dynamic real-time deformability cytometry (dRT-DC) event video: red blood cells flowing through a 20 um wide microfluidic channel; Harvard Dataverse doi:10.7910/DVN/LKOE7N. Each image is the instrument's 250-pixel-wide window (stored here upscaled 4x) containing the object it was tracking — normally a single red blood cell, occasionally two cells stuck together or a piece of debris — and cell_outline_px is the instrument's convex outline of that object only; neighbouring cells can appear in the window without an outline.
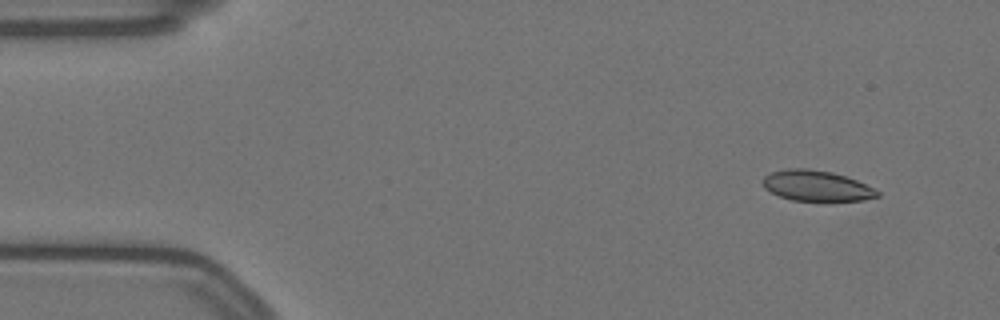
{"species": "Egyptian fruit bat (a non-hibernating species)", "species_latin": "Rousettus aegyptiacus", "temperature_condition": "warm", "stored_images_in_passage": 57, "camera_frame_rate_fps": 3000, "um_per_image_px": 0.085, "animal": {"sex": "female"}, "frame": {"image": 1, "passage_image": 5, "time_ms": 1.333, "image_size_px": [1000, 320], "cell_outline_px": [[880, 196], [864, 200], [792, 200], [780, 196], [764, 188], [760, 180], [764, 176], [772, 172], [788, 168], [808, 168], [832, 172], [856, 180], [880, 192]], "centroid_in_image_um": [69.36, 15.78], "position_along_channel_um": 15.6, "area_um2": 20.23}}
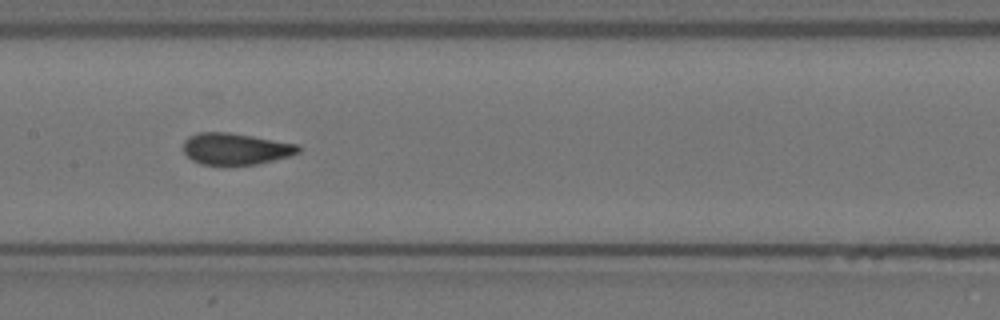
{"frame": {"image": 2, "passage_image": 28, "time_ms": 9.0, "image_size_px": [1000, 320], "cell_outline_px": [[300, 152], [288, 156], [256, 164], [228, 168], [220, 168], [200, 164], [192, 160], [184, 152], [184, 140], [188, 136], [200, 132], [228, 132], [300, 144]], "centroid_in_image_um": [19.99, 12.69], "position_along_channel_um": 187.4, "area_um2": 21.91}}
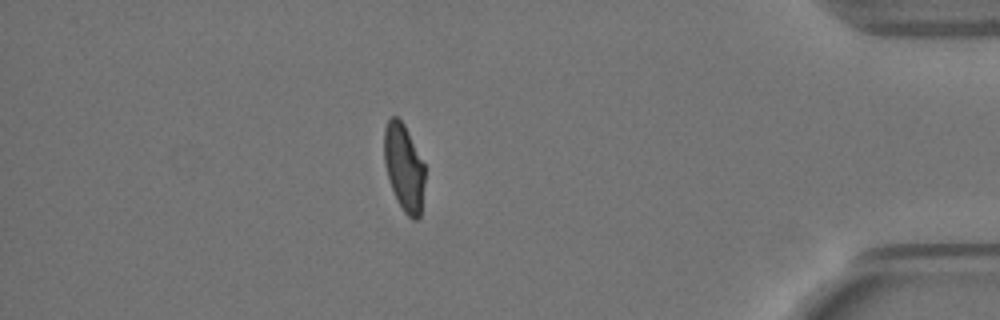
{"frame": {"image": 3, "passage_image": 50, "time_ms": 16.333, "image_size_px": [1000, 320], "cell_outline_px": [[424, 184], [420, 216], [416, 220], [412, 220], [404, 212], [396, 200], [384, 164], [384, 128], [388, 120], [392, 116], [396, 116], [404, 124], [424, 164]], "centroid_in_image_um": [34.32, 14.25], "position_along_channel_um": 400.9, "area_um2": 20.52}, "authors_computed_cell_mechanics": {"area_um2": 21.6172, "velocity_mm_per_s": 3.5143, "shape_relaxation_time_tau1_ms": 7.2305, "shape_relaxation_time_tau2_ms": 0.844, "deformation_change_tau1": 0.1843, "deformation_change_tau2": 0.0546}}